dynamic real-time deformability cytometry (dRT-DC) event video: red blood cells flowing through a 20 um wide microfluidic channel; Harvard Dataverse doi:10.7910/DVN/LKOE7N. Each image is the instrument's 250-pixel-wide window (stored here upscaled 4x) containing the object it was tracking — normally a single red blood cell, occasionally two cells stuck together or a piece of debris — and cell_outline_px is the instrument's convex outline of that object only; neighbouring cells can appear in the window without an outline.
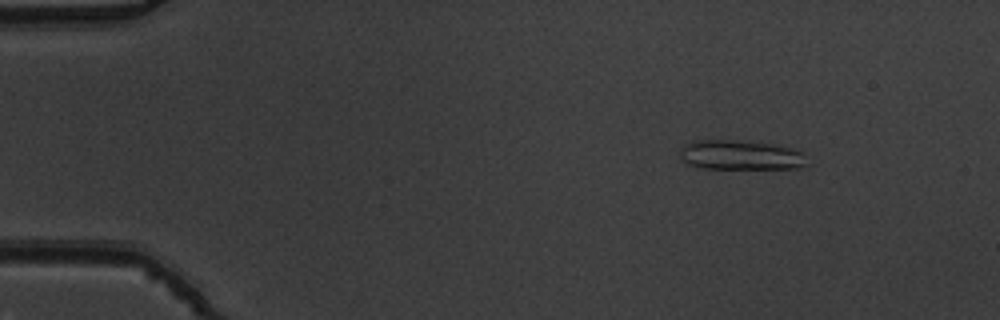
{"species": "common noctule bat (a hibernating species)", "species_latin": "Nyctalus noctula", "temperature_condition": "warm", "stored_images_in_passage": 47, "camera_frame_rate_fps": 3000, "um_per_image_px": 0.085, "animal": {"sex": "male", "body_mass_g": 19.5, "forearm_length_mm": 54.6}, "frame": {"image": 1, "passage_image": 1, "time_ms": 0.0, "image_size_px": [1000, 320], "cell_outline_px": [[812, 164], [800, 168], [704, 168], [688, 164], [680, 156], [680, 148], [684, 144], [692, 140], [744, 140], [772, 144], [788, 148], [800, 152]], "centroid_in_image_um": [62.95, 13.17], "position_along_channel_um": 22.1, "area_um2": 22.02}}
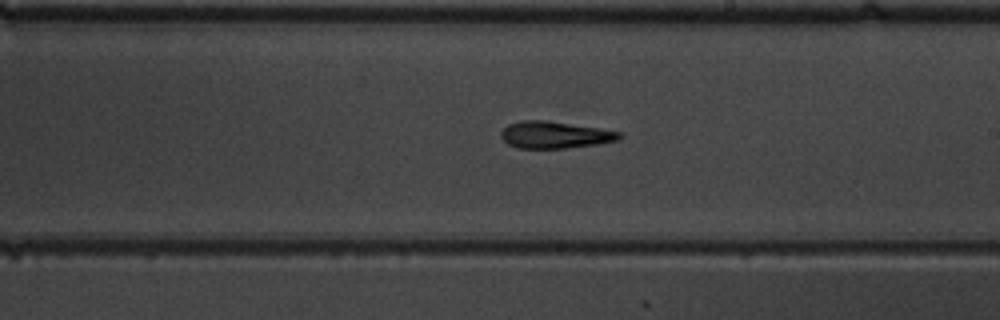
{"frame": {"image": 2, "passage_image": 25, "time_ms": 8.0, "image_size_px": [1000, 320], "cell_outline_px": [[624, 136], [620, 140], [596, 144], [564, 148], [520, 148], [508, 144], [500, 136], [500, 132], [508, 124], [520, 120], [544, 120], [596, 128], [620, 132]], "centroid_in_image_um": [47.14, 11.46], "position_along_channel_um": 241.9, "area_um2": 18.38}}
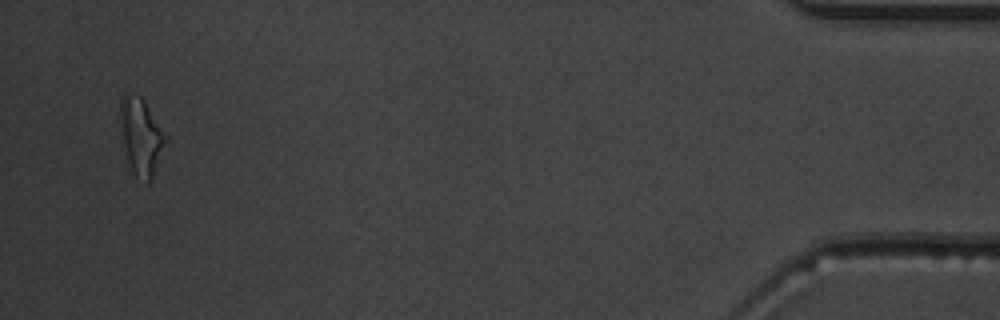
{"frame": {"image": 3, "passage_image": 45, "time_ms": 14.667, "image_size_px": [1000, 320], "cell_outline_px": [[168, 140], [152, 176], [148, 184], [136, 176], [132, 172], [128, 160], [124, 144], [120, 112], [120, 100], [124, 92], [140, 96], [144, 100], [168, 136]], "centroid_in_image_um": [12.02, 11.57], "position_along_channel_um": 423.2, "area_um2": 20.06}, "authors_computed_cell_mechanics": {"area_um2": 18.496, "velocity_mm_per_s": 3.8672, "shape_relaxation_time_tau1_ms": 3.6447, "shape_relaxation_time_tau2_ms": 4.6611, "deformation_change_tau1": 0.1675, "deformation_change_tau2": 0.1889}}